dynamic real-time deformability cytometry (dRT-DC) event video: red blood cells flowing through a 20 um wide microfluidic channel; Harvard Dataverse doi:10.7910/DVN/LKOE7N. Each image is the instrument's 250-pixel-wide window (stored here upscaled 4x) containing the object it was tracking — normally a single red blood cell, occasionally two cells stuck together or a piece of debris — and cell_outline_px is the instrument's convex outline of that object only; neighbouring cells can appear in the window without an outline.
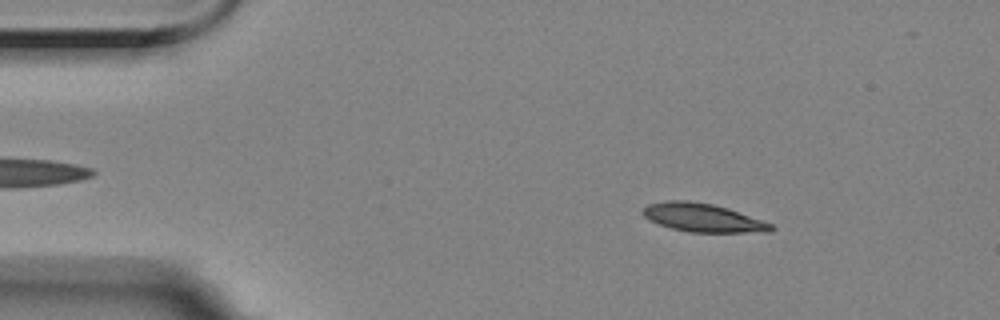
{"species": "Egyptian fruit bat (a non-hibernating species)", "species_latin": "Rousettus aegyptiacus", "temperature_condition": "room temperature", "stored_images_in_passage": 12, "camera_frame_rate_fps": 3000, "um_per_image_px": 0.085, "animal": {"sex": "female"}, "frame": {"image": 1, "passage_image": 8, "time_ms": 2.333, "image_size_px": [1000, 320], "cell_outline_px": [[776, 228], [768, 232], [688, 232], [672, 228], [648, 220], [644, 216], [644, 208], [648, 204], [668, 200], [688, 200], [712, 204], [728, 208], [772, 224]], "centroid_in_image_um": [59.74, 18.5], "position_along_channel_um": 25.3, "area_um2": 21.04}}